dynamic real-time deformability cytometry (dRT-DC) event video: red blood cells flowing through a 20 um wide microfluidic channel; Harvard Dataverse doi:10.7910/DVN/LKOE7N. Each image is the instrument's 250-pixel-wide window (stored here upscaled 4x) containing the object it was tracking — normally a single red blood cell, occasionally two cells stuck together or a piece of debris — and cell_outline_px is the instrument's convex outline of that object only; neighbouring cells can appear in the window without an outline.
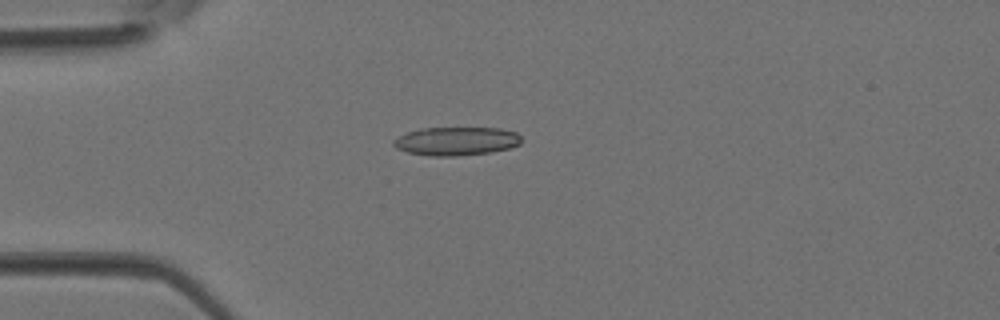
{"species": "Egyptian fruit bat (a non-hibernating species)", "species_latin": "Rousettus aegyptiacus", "temperature_condition": "room temperature", "stored_images_in_passage": 3, "camera_frame_rate_fps": 3000, "um_per_image_px": 0.085, "animal": {"sex": "female"}, "frame": {"image": 1, "passage_image": 3, "time_ms": 0.667, "image_size_px": [1000, 320], "cell_outline_px": [[520, 144], [508, 148], [492, 152], [456, 156], [428, 156], [408, 152], [396, 148], [392, 144], [392, 140], [408, 132], [420, 128], [500, 128], [516, 132], [520, 136]], "centroid_in_image_um": [38.77, 12.0], "position_along_channel_um": 46.2, "area_um2": 21.21}}